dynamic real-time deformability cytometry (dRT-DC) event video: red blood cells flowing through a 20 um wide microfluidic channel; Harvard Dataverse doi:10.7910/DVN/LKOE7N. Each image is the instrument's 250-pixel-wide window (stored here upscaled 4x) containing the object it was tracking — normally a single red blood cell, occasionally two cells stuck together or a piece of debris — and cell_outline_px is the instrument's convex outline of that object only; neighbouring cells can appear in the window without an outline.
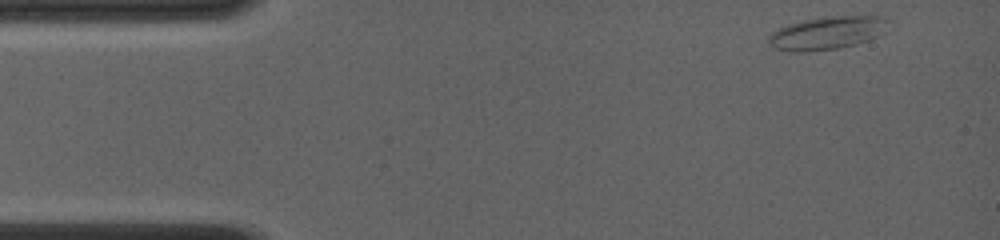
{"species": "common noctule bat (a hibernating species)", "species_latin": "Nyctalus noctula", "temperature_condition": "room temperature", "stored_images_in_passage": 38, "camera_frame_rate_fps": 4000, "um_per_image_px": 0.085, "animal": {"sex": "female", "body_mass_g": 19.0, "forearm_length_mm": 56.7}, "frame": {"image": 1, "passage_image": 1, "time_ms": 0.0, "image_size_px": [1000, 240], "cell_outline_px": [[888, 20], [884, 32], [868, 40], [856, 44], [840, 48], [800, 52], [788, 52], [776, 48], [768, 44], [768, 36], [772, 32], [788, 24], [804, 20], [824, 16], [880, 16]], "centroid_in_image_um": [70.27, 2.81], "position_along_channel_um": 14.7, "area_um2": 22.95}}
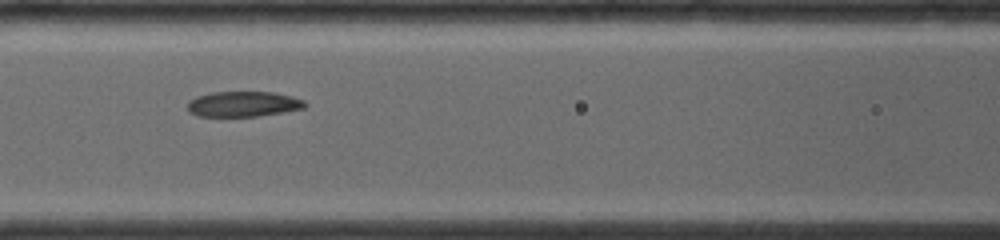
{"frame": {"image": 2, "passage_image": 16, "time_ms": 5.5, "image_size_px": [1000, 240], "cell_outline_px": [[308, 104], [304, 108], [284, 112], [256, 116], [196, 116], [188, 112], [188, 100], [196, 96], [212, 92], [272, 92], [292, 96], [304, 100]], "centroid_in_image_um": [20.66, 8.84], "position_along_channel_um": 145.9, "area_um2": 17.46}}
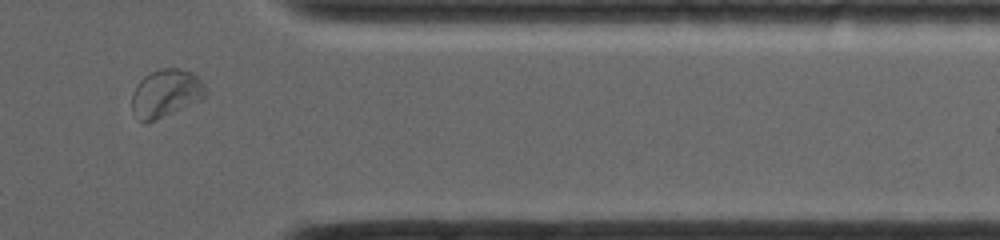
{"frame": {"image": 3, "passage_image": 33, "time_ms": 11.75, "image_size_px": [1000, 240], "cell_outline_px": [[208, 92], [200, 100], [156, 120], [144, 124], [132, 112], [132, 92], [136, 84], [144, 76], [160, 68], [176, 68], [192, 72], [204, 84]], "centroid_in_image_um": [14.07, 7.93], "position_along_channel_um": 397.3, "area_um2": 20.58}, "authors_computed_cell_mechanics": {"area_um2": 19.074, "velocity_mm_per_s": 4.0718, "shape_relaxation_time_tau1_ms": 5.2847, "shape_relaxation_time_tau2_ms": 1.2808, "deformation_change_tau1": 0.1495, "deformation_change_tau2": 0.0449}}